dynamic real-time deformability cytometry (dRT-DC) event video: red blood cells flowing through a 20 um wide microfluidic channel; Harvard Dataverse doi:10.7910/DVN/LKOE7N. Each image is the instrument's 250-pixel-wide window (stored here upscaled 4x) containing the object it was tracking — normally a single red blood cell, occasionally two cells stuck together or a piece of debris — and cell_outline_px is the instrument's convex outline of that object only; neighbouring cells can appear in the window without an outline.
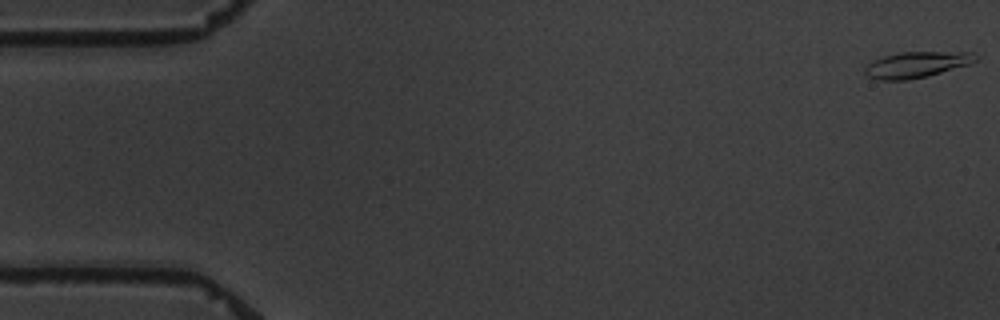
{"species": "common noctule bat (a hibernating species)", "species_latin": "Nyctalus noctula", "temperature_condition": "warm", "stored_images_in_passage": 5, "camera_frame_rate_fps": 3000, "um_per_image_px": 0.085, "animal": {"sex": "male", "body_mass_g": 19.5, "forearm_length_mm": 54.6}, "frame": {"image": 1, "passage_image": 1, "time_ms": 0.0, "image_size_px": [1000, 320], "cell_outline_px": [[976, 60], [968, 64], [928, 76], [908, 80], [880, 80], [868, 76], [864, 72], [864, 68], [872, 60], [884, 56], [900, 52], [972, 52], [976, 56]], "centroid_in_image_um": [77.86, 5.49], "position_along_channel_um": 7.1, "area_um2": 16.59}}